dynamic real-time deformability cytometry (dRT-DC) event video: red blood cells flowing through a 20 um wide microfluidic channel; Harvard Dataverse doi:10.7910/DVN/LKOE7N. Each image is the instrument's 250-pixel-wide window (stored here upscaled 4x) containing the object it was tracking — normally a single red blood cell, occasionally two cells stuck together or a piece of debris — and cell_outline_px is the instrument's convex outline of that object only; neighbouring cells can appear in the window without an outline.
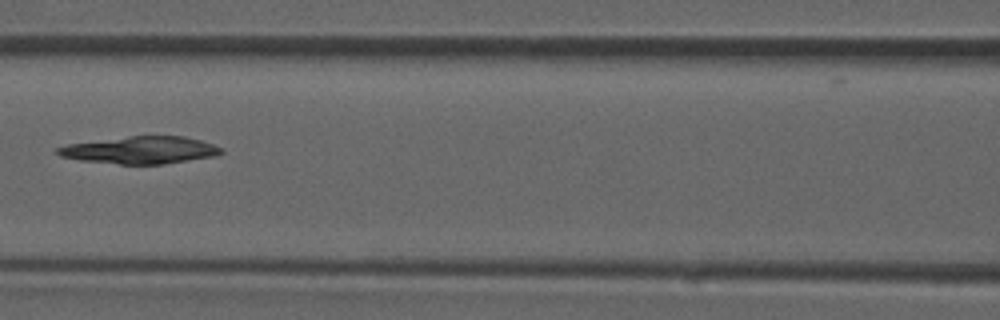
{"species": "common noctule bat (a hibernating species)", "species_latin": "Nyctalus noctula", "temperature_condition": "room temperature", "stored_images_in_passage": 34, "camera_frame_rate_fps": 3000, "um_per_image_px": 0.085, "animal": {"sex": "male", "forearm_length_mm": 52.5}, "frame": {"image": 1, "passage_image": 19, "time_ms": 6.0, "image_size_px": [1000, 320], "cell_outline_px": [[224, 152], [216, 156], [164, 164], [120, 164], [80, 160], [60, 156], [56, 152], [56, 148], [68, 144], [132, 136], [184, 136], [200, 140], [224, 148]], "centroid_in_image_um": [11.98, 12.76], "position_along_channel_um": 154.6, "area_um2": 25.84}}